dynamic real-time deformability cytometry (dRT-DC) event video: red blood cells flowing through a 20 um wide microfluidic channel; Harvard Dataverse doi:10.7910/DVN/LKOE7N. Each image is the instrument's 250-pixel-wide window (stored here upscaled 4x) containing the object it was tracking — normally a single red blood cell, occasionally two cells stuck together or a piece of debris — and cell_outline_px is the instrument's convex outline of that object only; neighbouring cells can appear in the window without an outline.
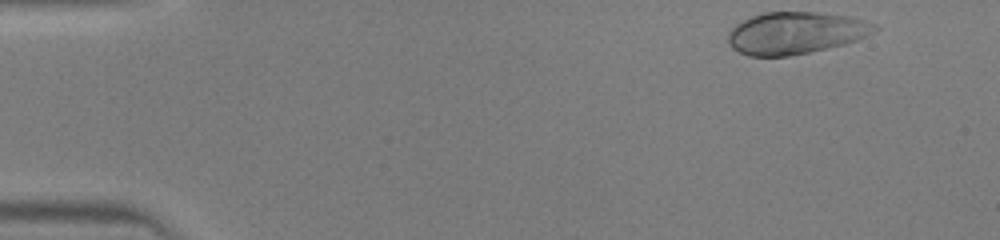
{"species": "human", "species_latin": "Homo sapiens", "temperature_condition": "warm", "stored_images_in_passage": 37, "camera_frame_rate_fps": 3000, "um_per_image_px": 0.085, "donor": {"sex": "male"}, "frame": {"image": 1, "passage_image": 1, "time_ms": 0.0, "image_size_px": [1000, 240], "cell_outline_px": [[880, 28], [856, 40], [844, 44], [808, 52], [788, 56], [748, 56], [732, 48], [728, 44], [728, 32], [736, 24], [752, 16], [764, 12], [816, 12], [856, 16], [876, 24]], "centroid_in_image_um": [67.64, 2.78], "position_along_channel_um": 17.4, "area_um2": 36.01}}
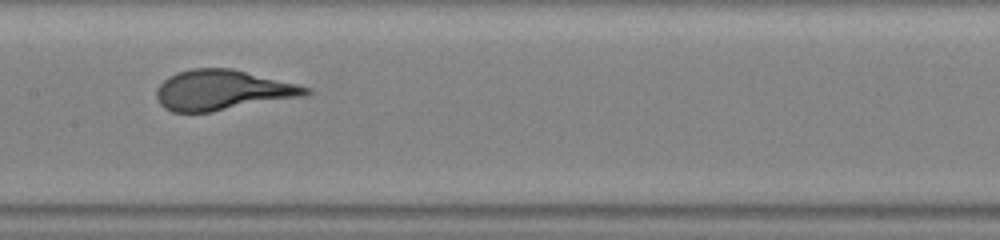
{"frame": {"image": 2, "passage_image": 20, "time_ms": 6.333, "image_size_px": [1000, 240], "cell_outline_px": [[312, 92], [304, 96], [212, 112], [172, 112], [164, 108], [160, 104], [156, 96], [156, 88], [168, 76], [176, 72], [192, 68], [232, 68], [312, 88]], "centroid_in_image_um": [18.89, 7.66], "position_along_channel_um": 188.5, "area_um2": 35.03}}
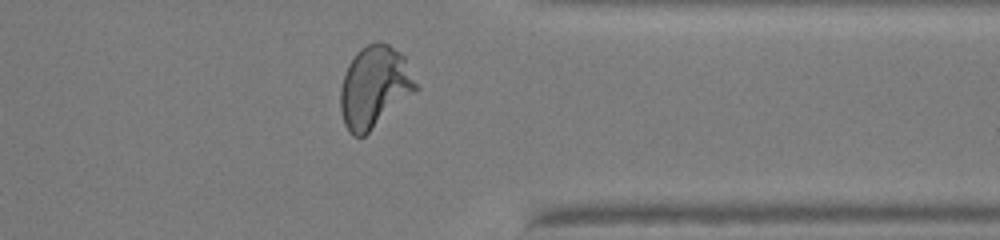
{"frame": {"image": 3, "passage_image": 33, "time_ms": 10.667, "image_size_px": [1000, 240], "cell_outline_px": [[420, 88], [416, 92], [364, 136], [352, 136], [348, 132], [344, 124], [340, 112], [340, 88], [344, 72], [348, 64], [356, 52], [360, 48], [376, 40], [380, 40], [388, 44], [400, 52], [404, 56], [420, 84]], "centroid_in_image_um": [31.85, 7.37], "position_along_channel_um": 379.6, "area_um2": 36.65}}